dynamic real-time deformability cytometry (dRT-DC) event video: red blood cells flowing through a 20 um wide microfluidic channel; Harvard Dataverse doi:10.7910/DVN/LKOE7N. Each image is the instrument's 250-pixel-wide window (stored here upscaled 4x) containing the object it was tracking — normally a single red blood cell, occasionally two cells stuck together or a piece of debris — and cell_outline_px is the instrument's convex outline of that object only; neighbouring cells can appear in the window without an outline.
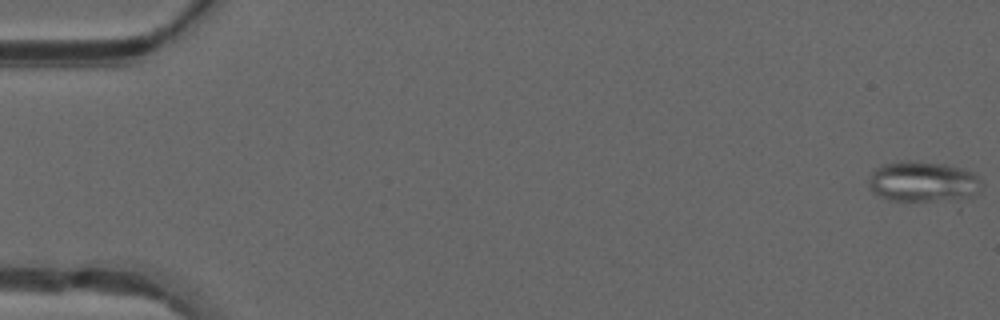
{"species": "common noctule bat (a hibernating species)", "species_latin": "Nyctalus noctula", "temperature_condition": "warm", "stored_images_in_passage": 49, "segment_of_instrument_passage": [1, 2], "camera_frame_rate_fps": 3000, "um_per_image_px": 0.085, "animal": {"sex": "male", "forearm_length_mm": 52.5}, "frame": {"image": 1, "passage_image": 1, "time_ms": 0.0, "image_size_px": [1000, 320], "cell_outline_px": [[984, 184], [960, 212], [956, 212], [888, 200], [872, 192], [868, 188], [868, 180], [872, 172], [876, 168], [884, 164], [900, 160], [908, 160], [944, 164], [960, 168], [972, 172]], "centroid_in_image_um": [78.63, 15.68], "position_along_channel_um": 6.4, "area_um2": 30.75}}
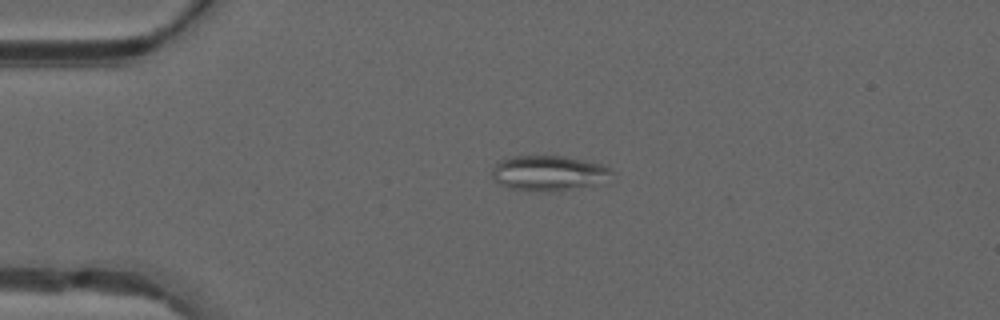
{"frame": {"image": 2, "passage_image": 12, "time_ms": 3.667, "image_size_px": [1000, 320], "cell_outline_px": [[616, 172], [588, 184], [548, 192], [528, 192], [508, 188], [492, 180], [492, 168], [500, 160], [512, 156], [564, 156], [584, 160], [600, 164]], "centroid_in_image_um": [46.46, 14.7], "position_along_channel_um": 38.5, "area_um2": 24.04}}